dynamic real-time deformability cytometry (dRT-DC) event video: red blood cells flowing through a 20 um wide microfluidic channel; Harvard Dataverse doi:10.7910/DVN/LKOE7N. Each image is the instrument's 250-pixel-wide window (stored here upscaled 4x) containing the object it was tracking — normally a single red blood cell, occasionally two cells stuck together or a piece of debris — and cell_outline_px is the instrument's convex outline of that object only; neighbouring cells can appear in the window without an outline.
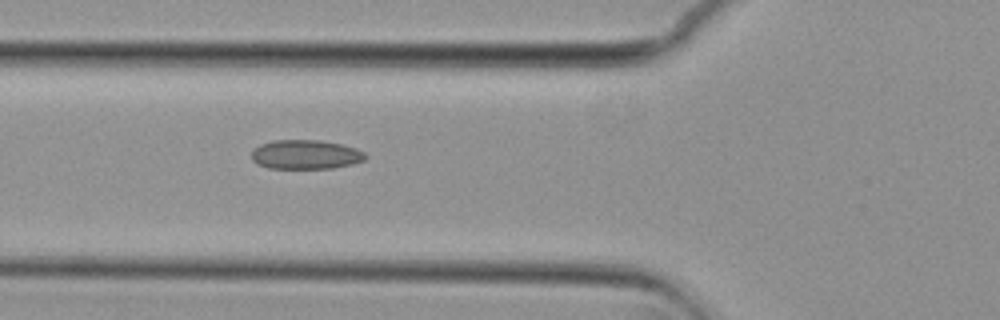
{"species": "common noctule bat (a hibernating species)", "species_latin": "Nyctalus noctula", "temperature_condition": "cold", "stored_images_in_passage": 38, "camera_frame_rate_fps": 3000, "um_per_image_px": 0.085, "animal": {"sex": "female", "body_mass_g": 29.2, "forearm_length_mm": 56.3}, "frame": {"image": 1, "passage_image": 5, "time_ms": 1.333, "image_size_px": [1000, 320], "cell_outline_px": [[368, 156], [364, 160], [352, 164], [332, 168], [268, 168], [256, 164], [252, 160], [252, 152], [260, 144], [272, 140], [320, 140], [340, 144], [356, 148], [364, 152]], "centroid_in_image_um": [25.98, 13.13], "position_along_channel_um": 99.8, "area_um2": 19.42}}
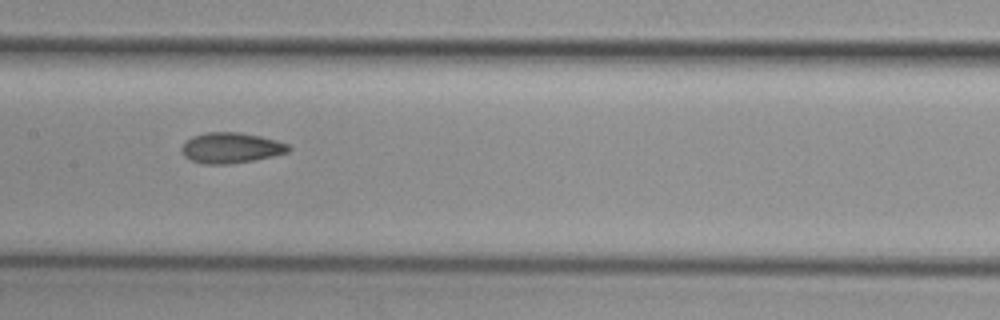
{"frame": {"image": 2, "passage_image": 12, "time_ms": 3.667, "image_size_px": [1000, 320], "cell_outline_px": [[292, 148], [288, 152], [272, 156], [252, 160], [228, 164], [204, 164], [192, 160], [184, 156], [180, 152], [180, 148], [192, 136], [204, 132], [240, 132], [260, 136], [276, 140], [288, 144]], "centroid_in_image_um": [19.62, 12.56], "position_along_channel_um": 187.8, "area_um2": 19.02}}
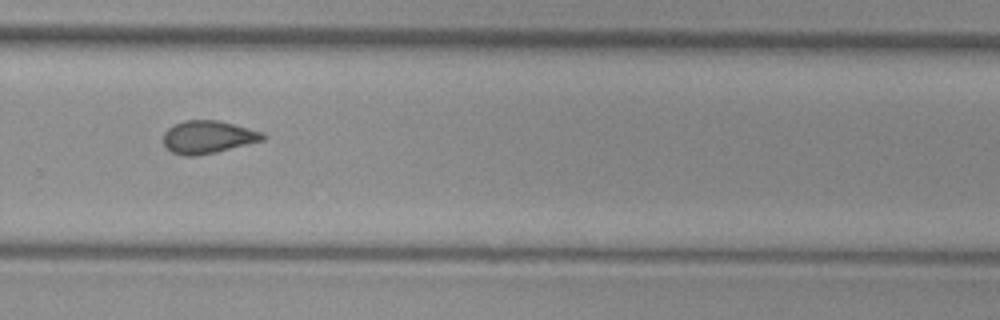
{"frame": {"image": 3, "passage_image": 22, "time_ms": 7.0, "image_size_px": [1000, 320], "cell_outline_px": [[268, 136], [264, 140], [216, 152], [196, 156], [184, 156], [172, 152], [164, 144], [164, 132], [168, 128], [184, 120], [216, 120], [264, 132]], "centroid_in_image_um": [17.7, 11.65], "position_along_channel_um": 312.1, "area_um2": 18.9}, "authors_computed_cell_mechanics": {"area_um2": 19.0451, "velocity_mm_per_s": 3.7444, "shape_relaxation_time_tau1_ms": null, "shape_relaxation_time_tau2_ms": 2.4335, "deformation_change_tau1": null, "deformation_change_tau2": 0.0836}}